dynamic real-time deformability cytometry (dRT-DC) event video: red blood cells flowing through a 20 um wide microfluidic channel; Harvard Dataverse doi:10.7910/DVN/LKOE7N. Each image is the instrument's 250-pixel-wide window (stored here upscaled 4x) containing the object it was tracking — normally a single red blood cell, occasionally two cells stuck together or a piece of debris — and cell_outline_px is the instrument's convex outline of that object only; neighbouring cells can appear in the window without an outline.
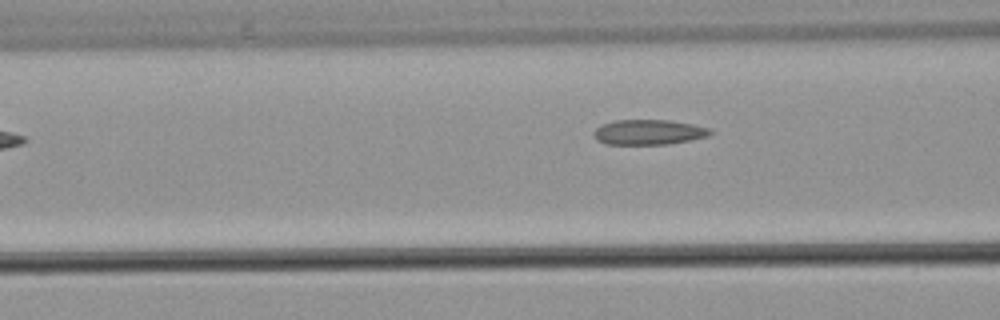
{"species": "common noctule bat (a hibernating species)", "species_latin": "Nyctalus noctula", "temperature_condition": "warm", "stored_images_in_passage": 6, "camera_frame_rate_fps": 3000, "um_per_image_px": 0.085, "animal": {"sex": "male", "body_mass_g": 21.5, "forearm_length_mm": 52.0}, "frame": {"image": 1, "passage_image": 4, "time_ms": 3.667, "image_size_px": [1000, 320], "cell_outline_px": [[712, 132], [708, 136], [668, 144], [604, 144], [596, 140], [592, 132], [596, 128], [604, 124], [616, 120], [668, 120], [692, 124], [708, 128]], "centroid_in_image_um": [55.09, 11.24], "position_along_channel_um": 111.5, "area_um2": 16.88}}
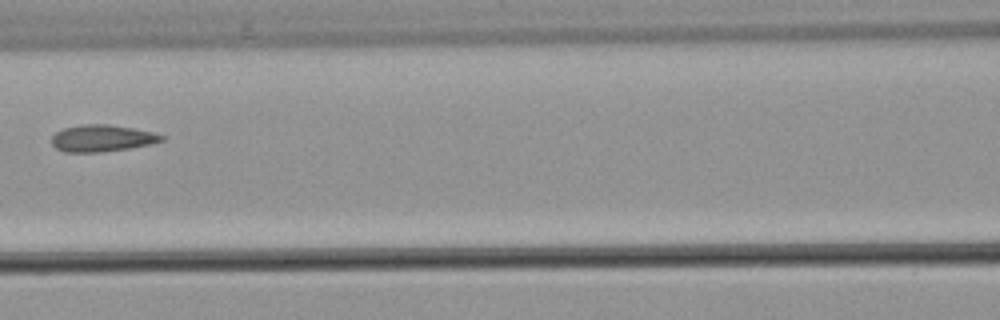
{"frame": {"image": 2, "passage_image": 5, "time_ms": 4.667, "image_size_px": [1000, 320], "cell_outline_px": [[164, 140], [152, 144], [104, 152], [64, 152], [56, 148], [52, 144], [52, 136], [56, 132], [64, 128], [84, 124], [108, 124], [132, 128], [152, 132], [164, 136]], "centroid_in_image_um": [8.66, 11.75], "position_along_channel_um": 157.9, "area_um2": 17.11}}